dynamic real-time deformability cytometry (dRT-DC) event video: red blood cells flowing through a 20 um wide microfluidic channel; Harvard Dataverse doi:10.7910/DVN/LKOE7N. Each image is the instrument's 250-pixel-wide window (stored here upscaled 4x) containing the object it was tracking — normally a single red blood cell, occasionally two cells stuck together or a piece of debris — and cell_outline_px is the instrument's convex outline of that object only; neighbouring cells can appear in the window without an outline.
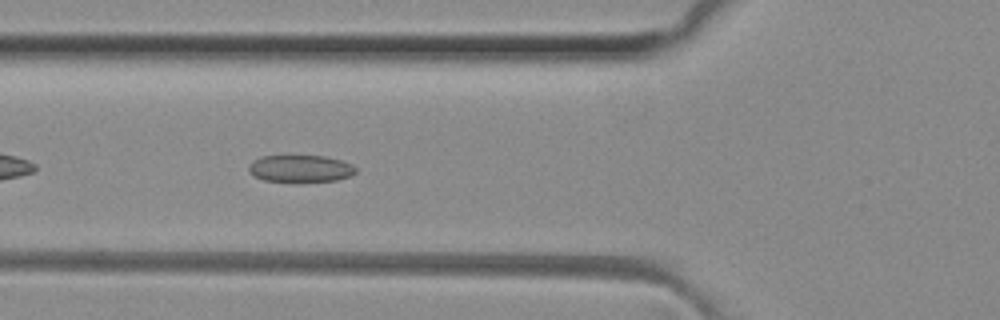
{"species": "common noctule bat (a hibernating species)", "species_latin": "Nyctalus noctula", "temperature_condition": "room temperature", "stored_images_in_passage": 38, "camera_frame_rate_fps": 3000, "um_per_image_px": 0.085, "animal": {"sex": "female", "body_mass_g": 29.2, "forearm_length_mm": 56.3}, "frame": {"image": 1, "passage_image": 6, "time_ms": 1.667, "image_size_px": [1000, 320], "cell_outline_px": [[356, 172], [352, 176], [336, 180], [264, 180], [248, 172], [248, 168], [252, 160], [260, 156], [324, 156], [340, 160], [352, 164], [356, 168]], "centroid_in_image_um": [25.54, 14.3], "position_along_channel_um": 100.3, "area_um2": 16.47}}
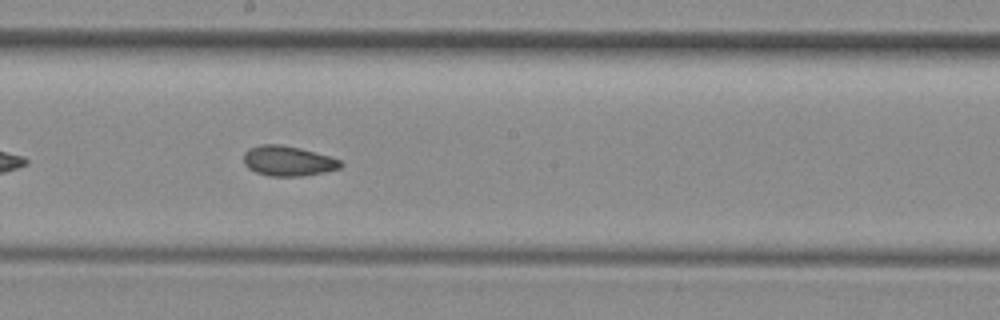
{"frame": {"image": 2, "passage_image": 15, "time_ms": 4.667, "image_size_px": [1000, 320], "cell_outline_px": [[344, 164], [340, 168], [324, 172], [304, 176], [272, 176], [256, 172], [248, 168], [244, 164], [244, 152], [248, 148], [260, 144], [280, 144], [300, 148], [328, 156], [340, 160]], "centroid_in_image_um": [24.46, 13.68], "position_along_channel_um": 223.7, "area_um2": 16.99}}
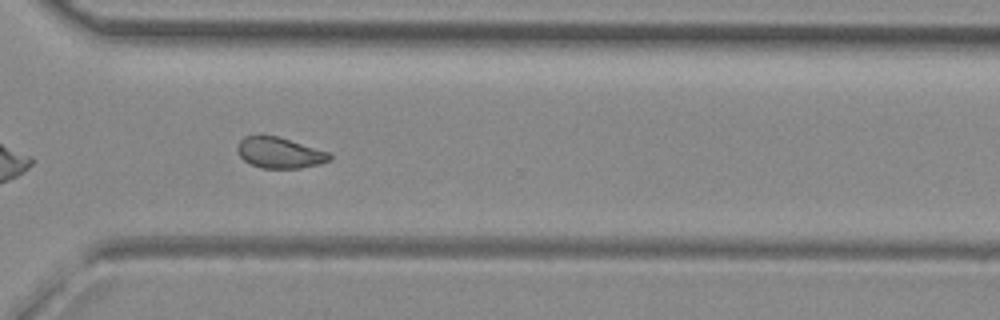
{"frame": {"image": 3, "passage_image": 24, "time_ms": 7.667, "image_size_px": [1000, 320], "cell_outline_px": [[332, 160], [320, 164], [300, 168], [260, 168], [244, 160], [240, 156], [236, 148], [240, 140], [244, 136], [276, 136], [328, 152], [332, 156]], "centroid_in_image_um": [23.77, 13.0], "position_along_channel_um": 346.8, "area_um2": 16.36}, "authors_computed_cell_mechanics": {"area_um2": 16.9643, "velocity_mm_per_s": 4.1081, "shape_relaxation_time_tau1_ms": null, "shape_relaxation_time_tau2_ms": 1.9477, "deformation_change_tau1": null, "deformation_change_tau2": 0.0639}}